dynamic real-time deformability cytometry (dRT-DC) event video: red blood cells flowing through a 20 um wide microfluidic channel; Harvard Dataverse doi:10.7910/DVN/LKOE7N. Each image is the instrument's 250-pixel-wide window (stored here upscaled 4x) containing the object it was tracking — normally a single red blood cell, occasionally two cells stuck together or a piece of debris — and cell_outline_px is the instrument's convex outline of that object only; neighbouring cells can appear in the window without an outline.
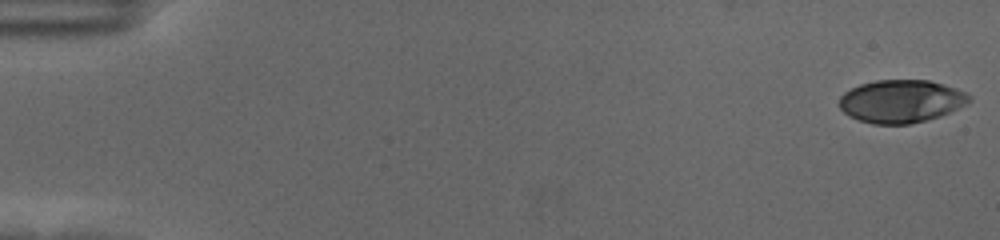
{"species": "human", "species_latin": "Homo sapiens", "temperature_condition": "cold", "stored_images_in_passage": 58, "camera_frame_rate_fps": 3000, "um_per_image_px": 0.085, "donor": {"sex": "female"}, "frame": {"image": 1, "passage_image": 1, "time_ms": 0.0, "image_size_px": [1000, 240], "cell_outline_px": [[972, 100], [968, 104], [940, 116], [928, 120], [908, 124], [872, 124], [848, 116], [840, 108], [840, 96], [844, 92], [860, 84], [876, 80], [928, 80], [944, 84], [968, 92], [972, 96]], "centroid_in_image_um": [76.64, 8.6], "position_along_channel_um": 8.4, "area_um2": 32.71}}
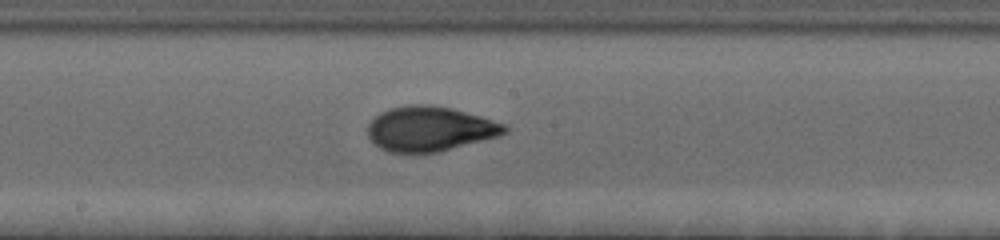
{"frame": {"image": 2, "passage_image": 32, "time_ms": 10.333, "image_size_px": [1000, 240], "cell_outline_px": [[508, 132], [500, 136], [440, 152], [388, 152], [380, 148], [368, 136], [368, 124], [380, 112], [388, 108], [408, 104], [432, 104], [452, 108], [508, 124]], "centroid_in_image_um": [36.58, 10.94], "position_along_channel_um": 211.6, "area_um2": 36.07}}
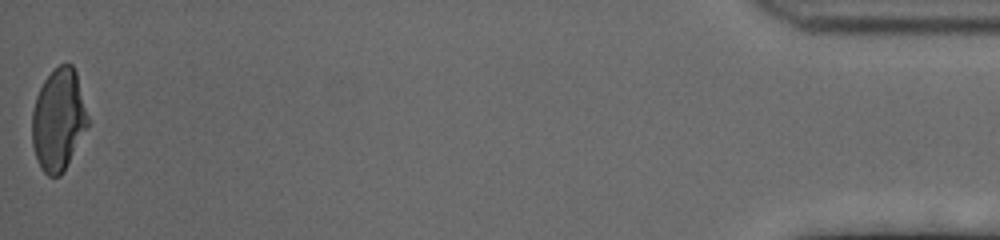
{"frame": {"image": 3, "passage_image": 58, "time_ms": 19.0, "image_size_px": [1000, 240], "cell_outline_px": [[88, 128], [60, 176], [48, 176], [40, 168], [36, 160], [32, 144], [32, 112], [36, 96], [44, 80], [60, 64], [72, 64], [76, 72], [88, 116]], "centroid_in_image_um": [4.96, 10.2], "position_along_channel_um": 430.2, "area_um2": 33.0}, "authors_computed_cell_mechanics": {"area_um2": 33.9864, "velocity_mm_per_s": 3.5314, "shape_relaxation_time_tau1_ms": 4.0995, "shape_relaxation_time_tau2_ms": 1.1569, "deformation_change_tau1": 0.182, "deformation_change_tau2": 0.062}}